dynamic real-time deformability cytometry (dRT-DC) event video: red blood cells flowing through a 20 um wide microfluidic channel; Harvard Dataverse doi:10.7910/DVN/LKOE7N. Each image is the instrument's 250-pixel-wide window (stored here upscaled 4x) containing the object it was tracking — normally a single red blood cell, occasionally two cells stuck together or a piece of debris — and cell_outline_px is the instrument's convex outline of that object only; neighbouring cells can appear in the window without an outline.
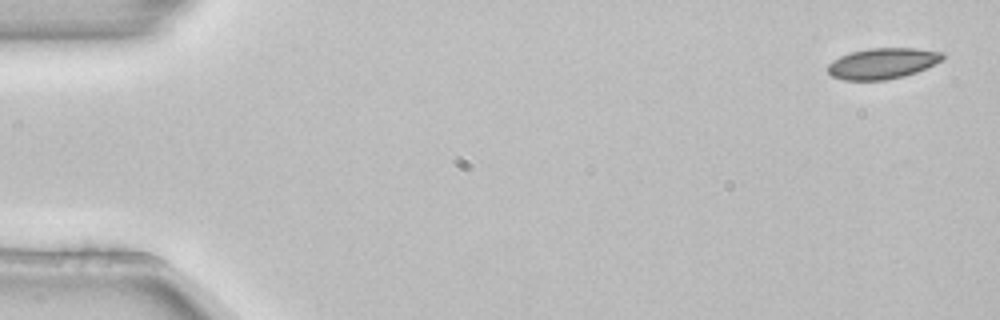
{"species": "common noctule bat (a hibernating species)", "species_latin": "Nyctalus noctula", "temperature_condition": "room temperature", "stored_images_in_passage": 5, "camera_frame_rate_fps": 3000, "um_per_image_px": 0.085, "animal": {"sex": "female", "body_mass_g": 22.7, "forearm_length_mm": 54.2}, "frame": {"image": 1, "passage_image": 1, "time_ms": 0.0, "image_size_px": [1000, 320], "cell_outline_px": [[944, 60], [916, 72], [904, 76], [884, 80], [844, 80], [832, 76], [828, 72], [828, 64], [832, 60], [840, 56], [852, 52], [868, 48], [916, 48], [944, 52]], "centroid_in_image_um": [75.03, 5.38], "position_along_channel_um": 10.0, "area_um2": 20.69}}
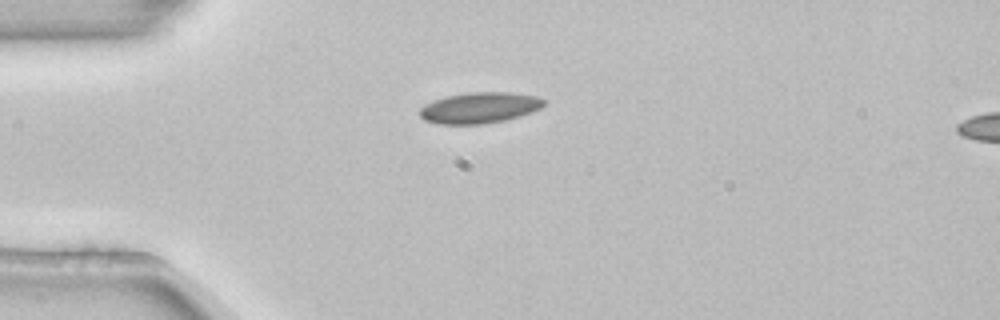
{"frame": {"image": 2, "passage_image": 3, "time_ms": 0.667, "image_size_px": [1000, 320], "cell_outline_px": [[544, 104], [540, 108], [532, 112], [520, 116], [504, 120], [484, 124], [436, 124], [424, 120], [420, 116], [420, 108], [436, 100], [448, 96], [472, 92], [508, 92], [536, 96], [544, 100]], "centroid_in_image_um": [40.77, 9.17], "position_along_channel_um": 44.2, "area_um2": 22.14}}